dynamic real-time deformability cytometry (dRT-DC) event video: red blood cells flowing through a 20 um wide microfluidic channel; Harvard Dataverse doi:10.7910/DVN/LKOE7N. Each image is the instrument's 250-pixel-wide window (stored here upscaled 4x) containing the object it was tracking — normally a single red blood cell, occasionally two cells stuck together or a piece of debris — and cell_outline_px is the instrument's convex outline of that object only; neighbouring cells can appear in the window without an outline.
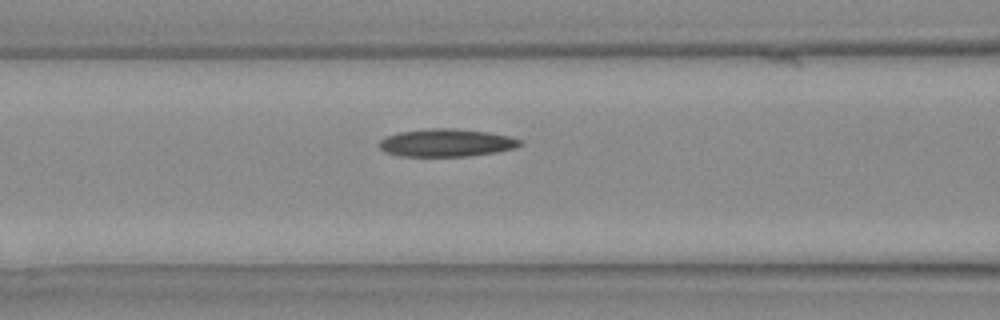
{"species": "Egyptian fruit bat (a non-hibernating species)", "species_latin": "Rousettus aegyptiacus", "temperature_condition": "warm", "stored_images_in_passage": 5, "camera_frame_rate_fps": 3000, "um_per_image_px": 0.085, "animal": {"sex": "female"}, "frame": {"image": 1, "passage_image": 5, "time_ms": 1.333, "image_size_px": [1000, 320], "cell_outline_px": [[524, 144], [516, 148], [496, 152], [472, 156], [400, 156], [384, 152], [380, 148], [380, 140], [388, 136], [400, 132], [428, 128], [452, 128], [484, 132], [508, 136], [524, 140]], "centroid_in_image_um": [37.98, 12.14], "position_along_channel_um": 128.6, "area_um2": 22.77}}